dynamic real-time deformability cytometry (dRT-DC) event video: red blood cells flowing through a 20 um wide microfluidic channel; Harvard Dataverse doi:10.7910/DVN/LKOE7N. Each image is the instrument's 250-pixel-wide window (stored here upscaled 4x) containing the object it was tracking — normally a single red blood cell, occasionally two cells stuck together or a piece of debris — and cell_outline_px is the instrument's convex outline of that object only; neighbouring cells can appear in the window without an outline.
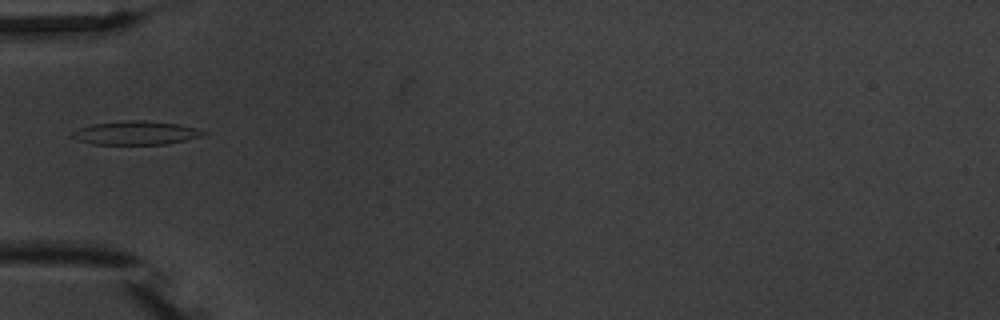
{"species": "common noctule bat (a hibernating species)", "species_latin": "Nyctalus noctula", "temperature_condition": "warm", "stored_images_in_passage": 6, "camera_frame_rate_fps": 3000, "um_per_image_px": 0.085, "animal": {"sex": "male", "body_mass_g": 20.1, "forearm_length_mm": 53.5}, "frame": {"image": 1, "passage_image": 5, "time_ms": 5.0, "image_size_px": [1000, 320], "cell_outline_px": [[208, 132], [200, 136], [184, 140], [164, 144], [92, 144], [76, 140], [72, 136], [72, 132], [80, 128], [92, 124], [124, 120], [144, 120], [180, 124], [196, 128]], "centroid_in_image_um": [11.53, 11.29], "position_along_channel_um": 73.5, "area_um2": 17.98}}